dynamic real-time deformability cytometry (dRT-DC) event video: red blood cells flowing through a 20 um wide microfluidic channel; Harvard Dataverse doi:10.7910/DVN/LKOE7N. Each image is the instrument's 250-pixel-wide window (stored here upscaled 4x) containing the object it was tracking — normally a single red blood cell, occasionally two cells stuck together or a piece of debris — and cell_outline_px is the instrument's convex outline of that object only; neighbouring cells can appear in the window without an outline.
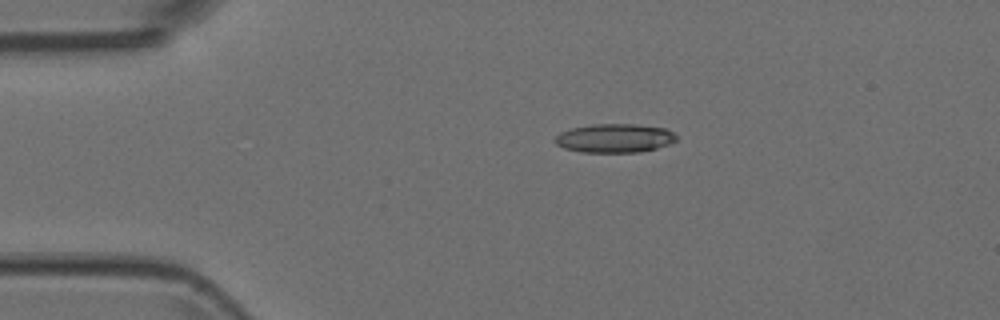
{"species": "Egyptian fruit bat (a non-hibernating species)", "species_latin": "Rousettus aegyptiacus", "temperature_condition": "room temperature", "stored_images_in_passage": 3, "camera_frame_rate_fps": 3000, "um_per_image_px": 0.085, "animal": {"sex": "female"}, "frame": {"image": 1, "passage_image": 2, "time_ms": 0.333, "image_size_px": [1000, 320], "cell_outline_px": [[676, 140], [668, 144], [656, 148], [640, 152], [584, 152], [564, 148], [556, 144], [556, 136], [560, 132], [572, 128], [592, 124], [636, 124], [668, 128], [676, 136]], "centroid_in_image_um": [52.26, 11.73], "position_along_channel_um": 32.7, "area_um2": 20.29}}